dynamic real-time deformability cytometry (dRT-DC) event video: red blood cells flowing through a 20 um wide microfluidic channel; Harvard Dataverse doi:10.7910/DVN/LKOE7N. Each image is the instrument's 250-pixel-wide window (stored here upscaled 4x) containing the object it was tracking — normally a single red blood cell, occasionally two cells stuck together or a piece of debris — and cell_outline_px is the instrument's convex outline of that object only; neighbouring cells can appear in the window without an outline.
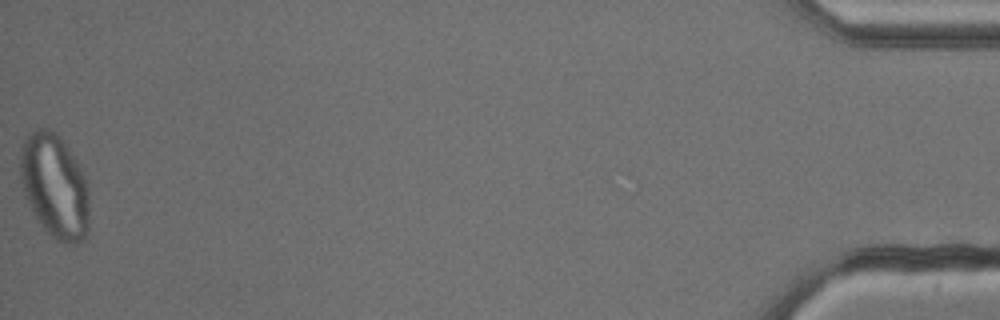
{"species": "common noctule bat (a hibernating species)", "species_latin": "Nyctalus noctula", "temperature_condition": "cold", "stored_images_in_passage": 54, "camera_frame_rate_fps": 3000, "um_per_image_px": 0.085, "animal": {"sex": "male", "body_mass_g": 13.3}, "frame": {"image": 1, "passage_image": 54, "time_ms": 17.667, "image_size_px": [1000, 320], "cell_outline_px": [[88, 228], [84, 240], [72, 244], [68, 244], [56, 240], [44, 228], [32, 212], [24, 196], [20, 180], [20, 148], [24, 136], [36, 128], [48, 128], [56, 132], [68, 148], [76, 160], [88, 180]], "centroid_in_image_um": [4.63, 15.79], "position_along_channel_um": 430.6, "area_um2": 42.43}}